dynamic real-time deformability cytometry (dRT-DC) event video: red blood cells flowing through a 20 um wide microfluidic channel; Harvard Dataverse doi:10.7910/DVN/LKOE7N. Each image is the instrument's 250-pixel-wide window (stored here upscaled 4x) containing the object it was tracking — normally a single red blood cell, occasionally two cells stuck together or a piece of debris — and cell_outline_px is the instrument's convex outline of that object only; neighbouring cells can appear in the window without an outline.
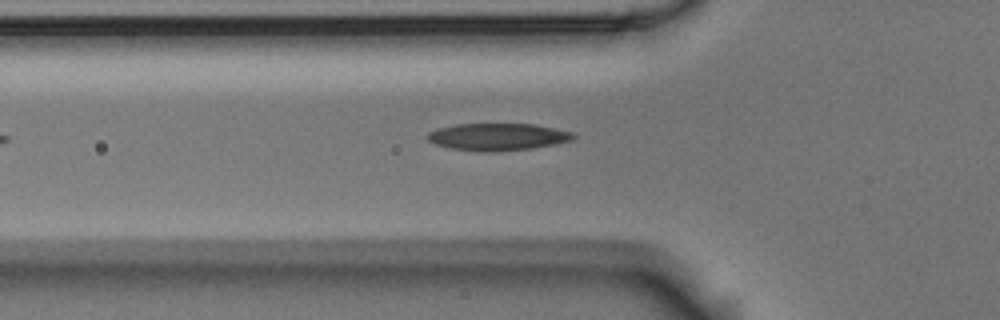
{"species": "Egyptian fruit bat (a non-hibernating species)", "species_latin": "Rousettus aegyptiacus", "temperature_condition": "room temperature", "stored_images_in_passage": 4, "camera_frame_rate_fps": 3000, "um_per_image_px": 0.085, "animal": {"sex": "male"}, "frame": {"image": 1, "passage_image": 4, "time_ms": 1.0, "image_size_px": [1000, 320], "cell_outline_px": [[576, 136], [572, 140], [556, 144], [532, 148], [492, 152], [488, 152], [452, 148], [436, 144], [428, 140], [428, 132], [440, 128], [456, 124], [536, 124], [576, 132]], "centroid_in_image_um": [42.39, 11.62], "position_along_channel_um": 83.4, "area_um2": 23.06}}